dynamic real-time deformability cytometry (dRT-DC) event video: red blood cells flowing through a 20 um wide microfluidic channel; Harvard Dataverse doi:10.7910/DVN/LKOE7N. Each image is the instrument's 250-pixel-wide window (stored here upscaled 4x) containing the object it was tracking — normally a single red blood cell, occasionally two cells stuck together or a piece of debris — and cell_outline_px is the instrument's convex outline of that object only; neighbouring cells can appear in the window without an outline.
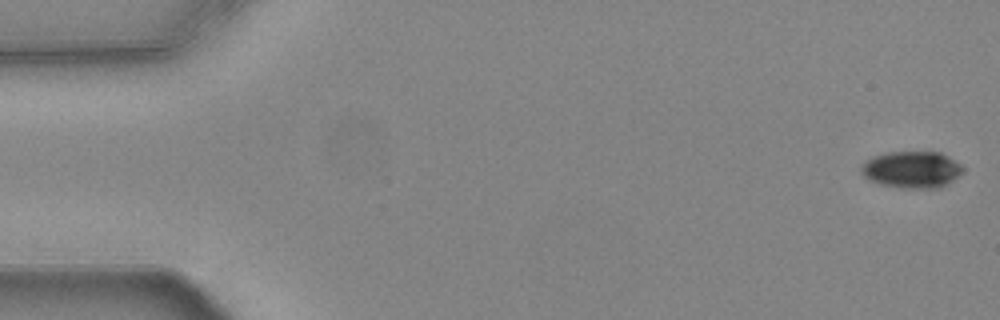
{"species": "common noctule bat (a hibernating species)", "species_latin": "Nyctalus noctula", "temperature_condition": "warm", "stored_images_in_passage": 55, "camera_frame_rate_fps": 3000, "um_per_image_px": 0.085, "animal": {"sex": "female", "body_mass_g": 24.6, "forearm_length_mm": 56.2}, "frame": {"image": 1, "passage_image": 1, "time_ms": 0.0, "image_size_px": [1000, 320], "cell_outline_px": [[964, 172], [948, 184], [940, 188], [900, 188], [880, 184], [868, 180], [860, 172], [860, 168], [864, 160], [872, 156], [888, 152], [940, 152], [948, 156], [960, 164], [964, 168]], "centroid_in_image_um": [77.49, 14.42], "position_along_channel_um": 7.5, "area_um2": 22.14}}
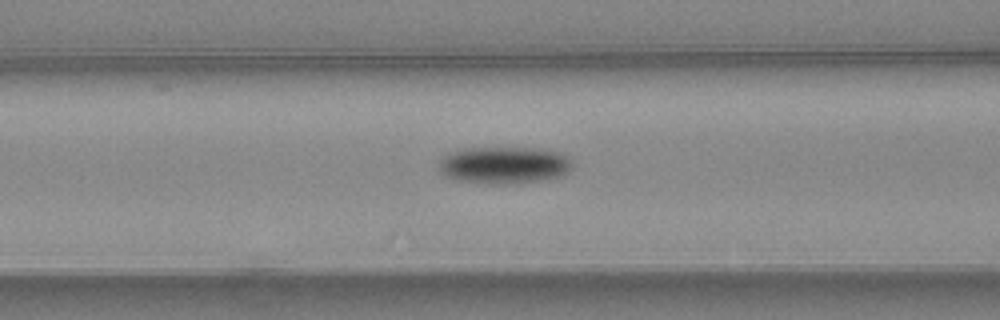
{"frame": {"image": 2, "passage_image": 22, "time_ms": 7.0, "image_size_px": [1000, 320], "cell_outline_px": [[572, 168], [564, 176], [516, 184], [492, 184], [456, 180], [444, 176], [440, 172], [440, 160], [448, 152], [460, 148], [532, 148], [560, 152], [568, 156], [572, 160]], "centroid_in_image_um": [42.86, 14.04], "position_along_channel_um": 123.7, "area_um2": 29.25}}
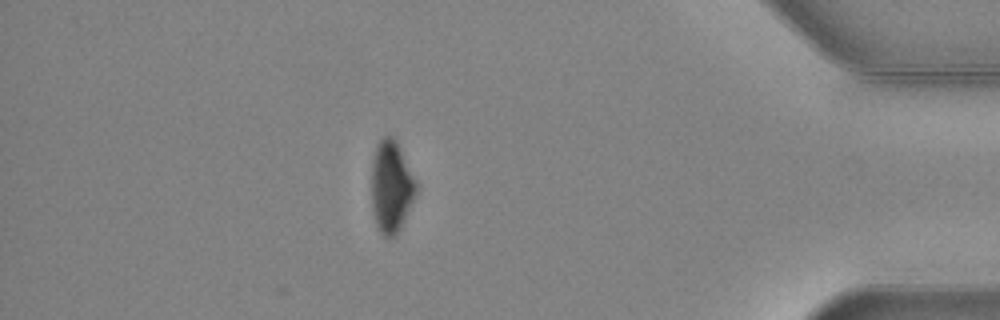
{"frame": {"image": 3, "passage_image": 48, "time_ms": 15.667, "image_size_px": [1000, 320], "cell_outline_px": [[420, 188], [396, 236], [388, 240], [380, 232], [376, 224], [372, 208], [372, 156], [376, 144], [384, 136], [392, 136], [396, 140]], "centroid_in_image_um": [33.27, 15.88], "position_along_channel_um": 401.9, "area_um2": 24.28}, "authors_computed_cell_mechanics": {"area_um2": 25.432, "velocity_mm_per_s": 3.7334, "shape_relaxation_time_tau1_ms": 2.5755, "shape_relaxation_time_tau2_ms": null, "deformation_change_tau1": 0.1176, "deformation_change_tau2": null}}